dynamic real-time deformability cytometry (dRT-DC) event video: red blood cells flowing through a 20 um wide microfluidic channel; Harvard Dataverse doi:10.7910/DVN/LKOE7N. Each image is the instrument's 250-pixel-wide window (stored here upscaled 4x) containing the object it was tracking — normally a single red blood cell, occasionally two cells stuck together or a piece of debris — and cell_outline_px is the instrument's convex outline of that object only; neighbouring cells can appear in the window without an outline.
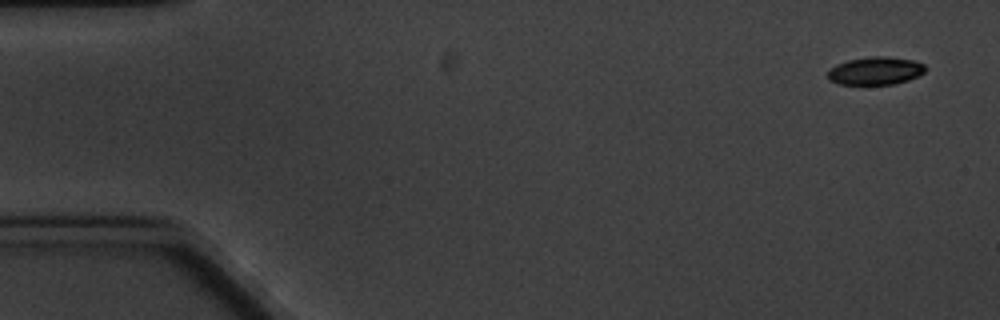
{"species": "common noctule bat (a hibernating species)", "species_latin": "Nyctalus noctula", "temperature_condition": "cold", "stored_images_in_passage": 6, "camera_frame_rate_fps": 3000, "um_per_image_px": 0.085, "animal": {"sex": "male", "body_mass_g": 20.1, "forearm_length_mm": 53.5}, "frame": {"image": 1, "passage_image": 1, "time_ms": 0.0, "image_size_px": [1000, 320], "cell_outline_px": [[924, 72], [908, 80], [892, 84], [840, 84], [828, 80], [828, 68], [836, 64], [848, 60], [868, 56], [888, 56], [912, 60], [924, 64]], "centroid_in_image_um": [74.36, 6.01], "position_along_channel_um": 10.6, "area_um2": 15.84}}